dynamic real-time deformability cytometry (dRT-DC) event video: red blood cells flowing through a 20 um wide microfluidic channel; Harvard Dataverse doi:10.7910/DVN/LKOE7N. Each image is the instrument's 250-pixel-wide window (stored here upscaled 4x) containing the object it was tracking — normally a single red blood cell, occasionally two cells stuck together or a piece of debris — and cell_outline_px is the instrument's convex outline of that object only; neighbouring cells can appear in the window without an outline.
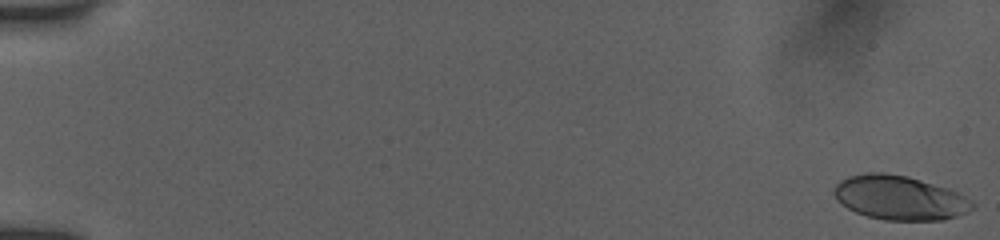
{"species": "human", "species_latin": "Homo sapiens", "temperature_condition": "room temperature", "stored_images_in_passage": 50, "camera_frame_rate_fps": 3000, "um_per_image_px": 0.085, "donor": {"sex": "female"}, "frame": {"image": 1, "passage_image": 1, "time_ms": 0.0, "image_size_px": [1000, 240], "cell_outline_px": [[976, 204], [968, 212], [944, 220], [884, 220], [868, 216], [856, 212], [848, 208], [836, 200], [832, 192], [836, 184], [840, 180], [848, 176], [868, 172], [884, 172], [908, 176], [948, 188], [972, 200]], "centroid_in_image_um": [76.45, 16.8], "position_along_channel_um": 8.5, "area_um2": 35.84}}
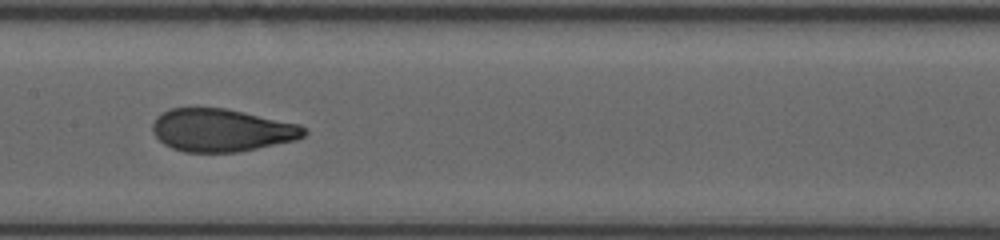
{"frame": {"image": 2, "passage_image": 25, "time_ms": 8.0, "image_size_px": [1000, 240], "cell_outline_px": [[308, 132], [304, 136], [296, 140], [236, 152], [184, 152], [172, 148], [164, 144], [152, 132], [152, 124], [156, 116], [160, 112], [168, 108], [228, 108], [300, 124], [308, 128]], "centroid_in_image_um": [18.84, 11.05], "position_along_channel_um": 188.6, "area_um2": 38.09}}
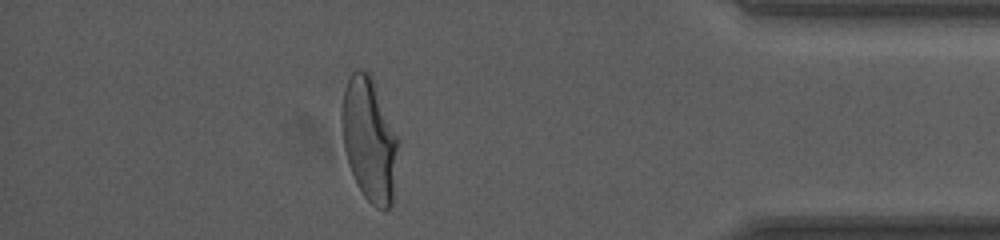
{"frame": {"image": 3, "passage_image": 44, "time_ms": 14.333, "image_size_px": [1000, 240], "cell_outline_px": [[400, 144], [392, 204], [384, 212], [376, 208], [364, 196], [356, 184], [348, 164], [344, 148], [340, 120], [340, 112], [344, 88], [352, 72], [356, 68], [360, 68], [368, 72], [372, 76], [400, 140]], "centroid_in_image_um": [31.4, 11.86], "position_along_channel_um": 403.8, "area_um2": 41.62}, "authors_computed_cell_mechanics": {"area_um2": 38.0902, "velocity_mm_per_s": 3.9141, "shape_relaxation_time_tau1_ms": 6.456, "shape_relaxation_time_tau2_ms": 0.7552, "deformation_change_tau1": 0.2452, "deformation_change_tau2": 0.0764}}